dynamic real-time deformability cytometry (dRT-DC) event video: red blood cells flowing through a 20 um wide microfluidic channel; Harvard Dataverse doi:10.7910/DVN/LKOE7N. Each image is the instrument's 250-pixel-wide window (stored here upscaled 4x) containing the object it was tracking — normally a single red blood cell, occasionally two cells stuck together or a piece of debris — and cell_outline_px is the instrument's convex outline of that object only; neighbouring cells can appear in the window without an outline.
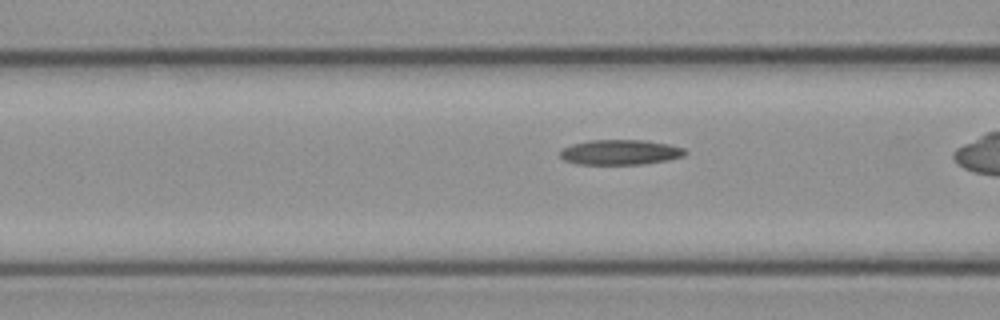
{"species": "common noctule bat (a hibernating species)", "species_latin": "Nyctalus noctula", "temperature_condition": "cold", "stored_images_in_passage": 30, "camera_frame_rate_fps": 3000, "um_per_image_px": 0.085, "animal": {"sex": "female", "body_mass_g": 21.9}, "frame": {"image": 1, "passage_image": 9, "time_ms": 2.667, "image_size_px": [1000, 320], "cell_outline_px": [[688, 152], [684, 156], [668, 160], [644, 164], [576, 164], [564, 160], [560, 156], [560, 148], [572, 144], [588, 140], [644, 140], [668, 144], [684, 148]], "centroid_in_image_um": [52.71, 12.94], "position_along_channel_um": 113.9, "area_um2": 18.44}}
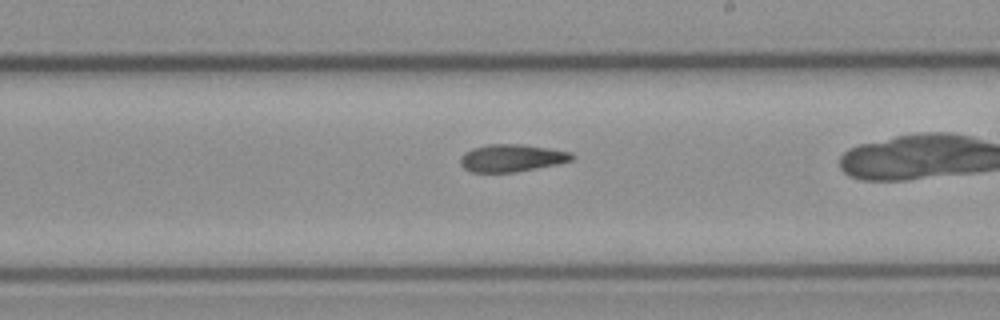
{"frame": {"image": 2, "passage_image": 19, "time_ms": 6.0, "image_size_px": [1000, 320], "cell_outline_px": [[576, 156], [572, 160], [560, 164], [516, 172], [472, 172], [464, 168], [460, 164], [460, 156], [464, 152], [472, 148], [488, 144], [520, 144], [548, 148], [572, 152]], "centroid_in_image_um": [43.51, 13.43], "position_along_channel_um": 245.5, "area_um2": 18.03}}
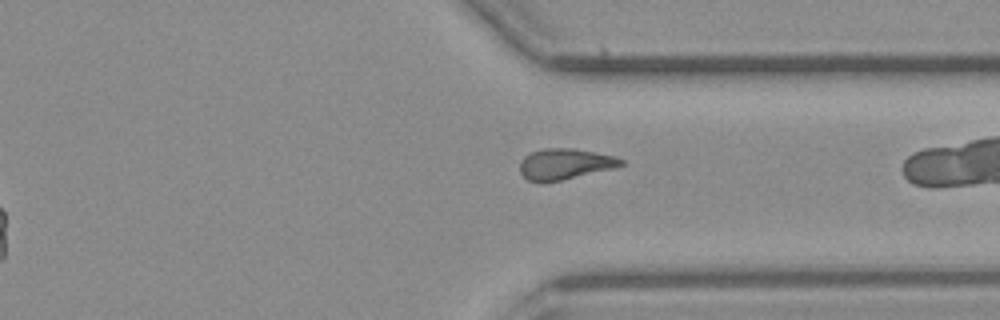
{"frame": {"image": 3, "passage_image": 28, "time_ms": 9.0, "image_size_px": [1000, 320], "cell_outline_px": [[624, 164], [612, 168], [544, 184], [528, 180], [520, 172], [520, 160], [524, 156], [532, 152], [544, 148], [572, 148], [616, 156], [624, 160]], "centroid_in_image_um": [47.98, 13.95], "position_along_channel_um": 363.4, "area_um2": 18.21}}